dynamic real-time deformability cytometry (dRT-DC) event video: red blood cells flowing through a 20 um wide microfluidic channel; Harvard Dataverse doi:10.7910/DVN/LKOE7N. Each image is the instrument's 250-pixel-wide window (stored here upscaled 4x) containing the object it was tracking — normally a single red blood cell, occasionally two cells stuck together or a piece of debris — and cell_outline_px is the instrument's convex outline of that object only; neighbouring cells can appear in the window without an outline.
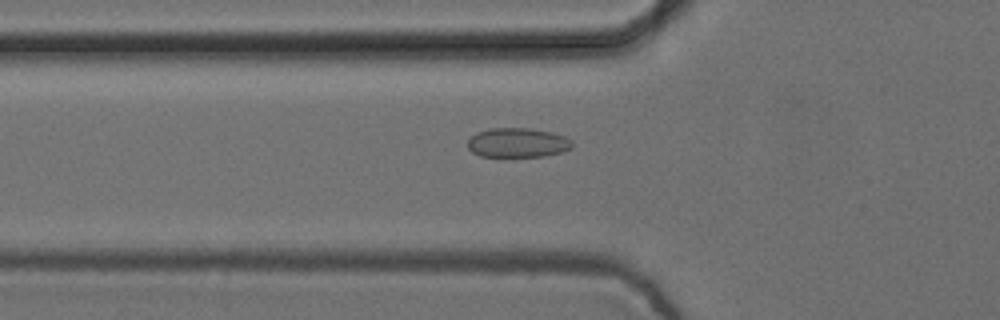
{"species": "common noctule bat (a hibernating species)", "species_latin": "Nyctalus noctula", "temperature_condition": "cold", "stored_images_in_passage": 38, "camera_frame_rate_fps": 3000, "um_per_image_px": 0.085, "animal": {"sex": "female", "body_mass_g": 24.6, "forearm_length_mm": 56.2}, "frame": {"image": 1, "passage_image": 4, "time_ms": 1.0, "image_size_px": [1000, 320], "cell_outline_px": [[572, 148], [560, 152], [544, 156], [480, 156], [472, 152], [468, 148], [468, 140], [476, 132], [492, 128], [528, 128], [552, 132], [564, 136], [572, 140]], "centroid_in_image_um": [43.99, 12.12], "position_along_channel_um": 81.8, "area_um2": 17.86}}
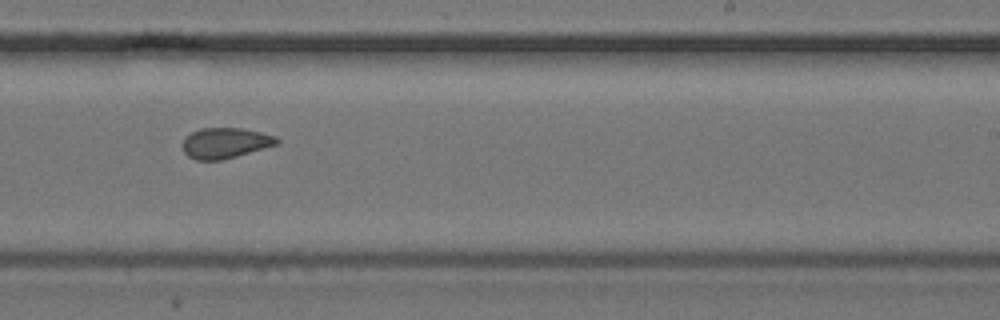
{"frame": {"image": 2, "passage_image": 19, "time_ms": 6.0, "image_size_px": [1000, 320], "cell_outline_px": [[280, 144], [224, 160], [196, 160], [188, 156], [184, 152], [184, 140], [192, 132], [200, 128], [240, 128], [260, 132], [276, 136], [280, 140]], "centroid_in_image_um": [19.2, 12.16], "position_along_channel_um": 269.8, "area_um2": 16.82}}
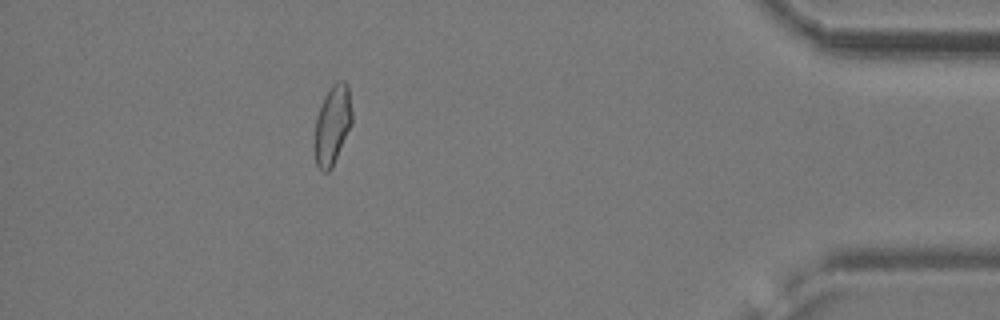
{"frame": {"image": 3, "passage_image": 34, "time_ms": 11.0, "image_size_px": [1000, 320], "cell_outline_px": [[352, 124], [332, 168], [328, 172], [320, 172], [316, 164], [316, 116], [324, 96], [332, 84], [336, 80], [344, 80], [348, 84], [352, 112]], "centroid_in_image_um": [28.28, 10.59], "position_along_channel_um": 406.9, "area_um2": 17.28}, "authors_computed_cell_mechanics": {"area_um2": 17.2533, "velocity_mm_per_s": 3.7424, "shape_relaxation_time_tau1_ms": 6.8127, "shape_relaxation_time_tau2_ms": 1.6698, "deformation_change_tau1": 0.0684, "deformation_change_tau2": 0.0489}}